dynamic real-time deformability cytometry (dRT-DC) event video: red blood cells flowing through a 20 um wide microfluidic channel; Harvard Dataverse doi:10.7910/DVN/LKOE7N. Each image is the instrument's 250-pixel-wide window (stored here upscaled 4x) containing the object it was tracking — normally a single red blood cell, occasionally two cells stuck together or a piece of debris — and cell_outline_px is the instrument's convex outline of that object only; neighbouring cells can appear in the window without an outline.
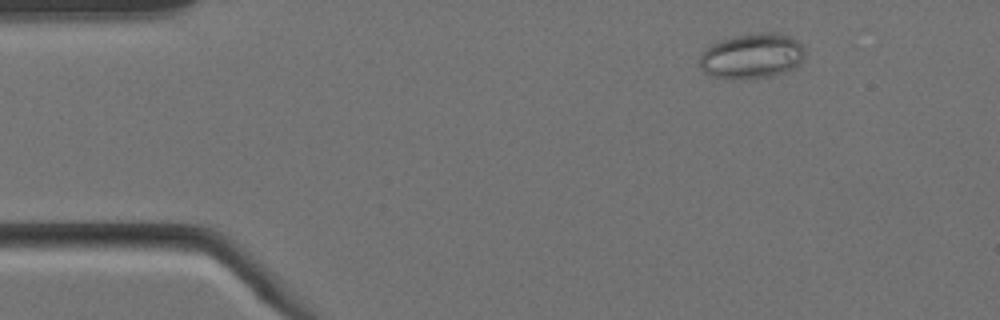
{"species": "Egyptian fruit bat (a non-hibernating species)", "species_latin": "Rousettus aegyptiacus", "temperature_condition": "cold", "stored_images_in_passage": 6, "camera_frame_rate_fps": 3000, "um_per_image_px": 0.085, "animal": {"sex": "female"}, "frame": {"image": 1, "passage_image": 3, "time_ms": 0.667, "image_size_px": [1000, 320], "cell_outline_px": [[804, 56], [800, 64], [784, 72], [772, 76], [732, 80], [712, 76], [704, 72], [700, 68], [700, 56], [712, 44], [720, 40], [736, 36], [760, 32], [776, 32], [788, 36], [796, 40], [804, 48]], "centroid_in_image_um": [63.91, 4.77], "position_along_channel_um": 21.1, "area_um2": 27.69}}
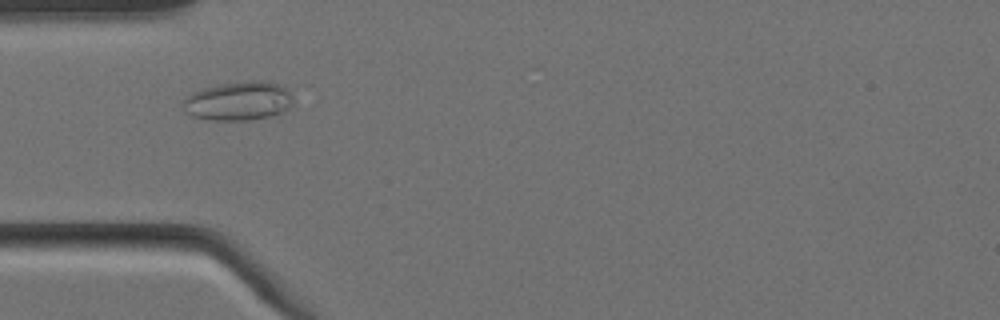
{"frame": {"image": 2, "passage_image": 5, "time_ms": 1.333, "image_size_px": [1000, 320], "cell_outline_px": [[292, 104], [288, 108], [280, 112], [268, 116], [248, 120], [208, 120], [192, 116], [184, 112], [180, 104], [192, 92], [204, 88], [220, 84], [244, 80], [256, 80], [276, 84], [284, 88], [292, 96]], "centroid_in_image_um": [20.19, 8.59], "position_along_channel_um": 64.8, "area_um2": 24.85}}